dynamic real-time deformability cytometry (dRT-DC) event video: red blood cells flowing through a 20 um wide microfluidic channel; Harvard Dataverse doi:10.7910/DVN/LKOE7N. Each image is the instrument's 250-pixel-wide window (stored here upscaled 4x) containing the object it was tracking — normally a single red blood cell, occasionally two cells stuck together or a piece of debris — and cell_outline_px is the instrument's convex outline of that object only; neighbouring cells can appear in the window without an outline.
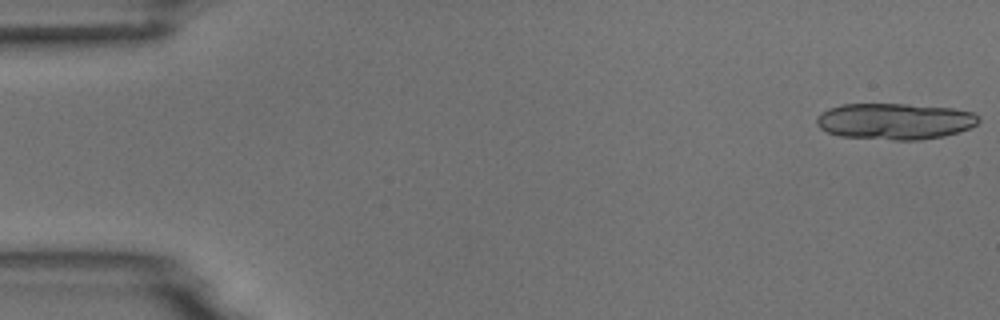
{"species": "common noctule bat (a hibernating species)", "species_latin": "Nyctalus noctula", "temperature_condition": "room temperature", "stored_images_in_passage": 6, "segment_of_instrument_passage": [1, 2], "camera_frame_rate_fps": 3000, "um_per_image_px": 0.085, "animal": {"sex": "male", "body_mass_g": 18.8}, "frame": {"image": 1, "passage_image": 1, "time_ms": 0.0, "image_size_px": [1000, 320], "cell_outline_px": [[980, 120], [976, 124], [968, 128], [944, 136], [920, 140], [892, 140], [840, 136], [828, 132], [820, 128], [816, 124], [816, 120], [820, 112], [828, 108], [840, 104], [908, 104], [952, 108], [972, 112], [980, 116]], "centroid_in_image_um": [76.03, 10.3], "position_along_channel_um": 9.0, "area_um2": 34.39}}